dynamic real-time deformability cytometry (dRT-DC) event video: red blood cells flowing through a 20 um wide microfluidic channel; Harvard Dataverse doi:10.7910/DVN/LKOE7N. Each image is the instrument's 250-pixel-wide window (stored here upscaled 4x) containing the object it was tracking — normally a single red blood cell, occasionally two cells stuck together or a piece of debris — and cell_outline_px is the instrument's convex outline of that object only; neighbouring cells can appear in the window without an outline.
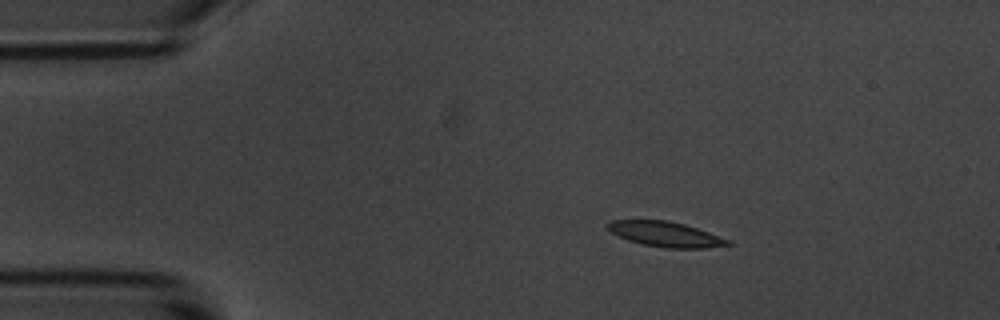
{"species": "common noctule bat (a hibernating species)", "species_latin": "Nyctalus noctula", "temperature_condition": "room temperature", "stored_images_in_passage": 47, "camera_frame_rate_fps": 3000, "um_per_image_px": 0.085, "animal": {"sex": "male", "body_mass_g": 20.1, "forearm_length_mm": 53.5}, "frame": {"image": 1, "passage_image": 1, "time_ms": 0.0, "image_size_px": [1000, 320], "cell_outline_px": [[732, 244], [704, 248], [664, 248], [644, 244], [628, 240], [612, 232], [604, 224], [612, 220], [668, 220], [684, 224], [732, 240]], "centroid_in_image_um": [56.58, 19.9], "position_along_channel_um": 28.4, "area_um2": 17.46}}
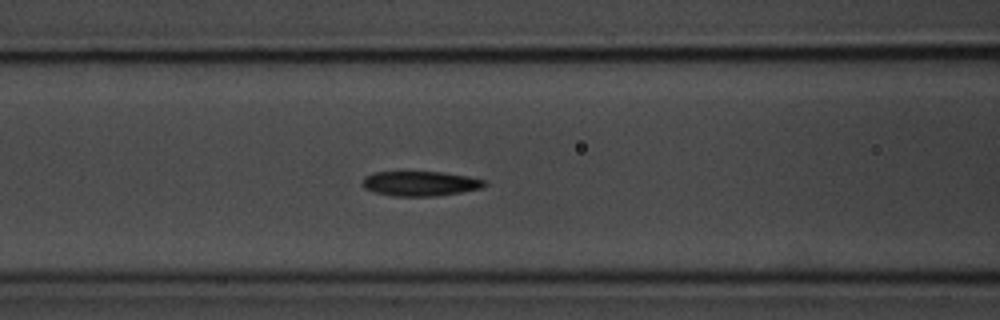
{"frame": {"image": 2, "passage_image": 14, "time_ms": 4.333, "image_size_px": [1000, 320], "cell_outline_px": [[488, 184], [480, 188], [460, 192], [436, 196], [392, 196], [372, 192], [364, 188], [360, 184], [364, 176], [376, 172], [440, 172], [468, 176], [484, 180]], "centroid_in_image_um": [35.66, 15.6], "position_along_channel_um": 130.9, "area_um2": 17.69}}
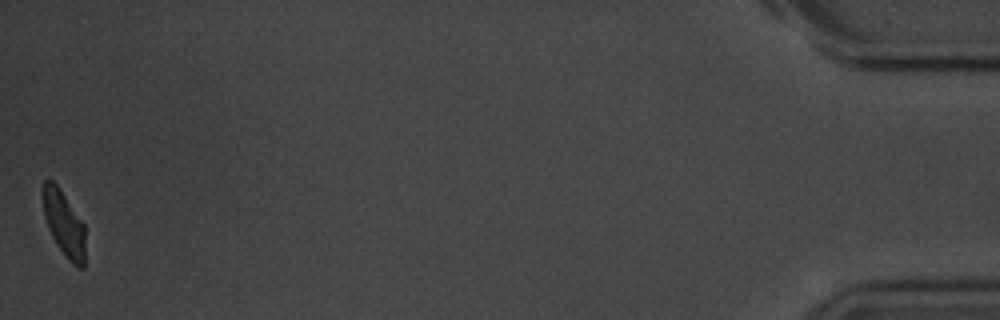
{"frame": {"image": 3, "passage_image": 47, "time_ms": 15.333, "image_size_px": [1000, 320], "cell_outline_px": [[84, 268], [76, 268], [64, 256], [56, 244], [48, 228], [44, 216], [40, 192], [44, 180], [52, 180], [56, 184], [84, 224]], "centroid_in_image_um": [5.39, 19.01], "position_along_channel_um": 429.8, "area_um2": 16.3}, "authors_computed_cell_mechanics": {"area_um2": 17.918, "velocity_mm_per_s": 3.5887, "shape_relaxation_time_tau1_ms": 2.7679, "shape_relaxation_time_tau2_ms": 3.6159, "deformation_change_tau1": 0.1492, "deformation_change_tau2": 0.0954}}